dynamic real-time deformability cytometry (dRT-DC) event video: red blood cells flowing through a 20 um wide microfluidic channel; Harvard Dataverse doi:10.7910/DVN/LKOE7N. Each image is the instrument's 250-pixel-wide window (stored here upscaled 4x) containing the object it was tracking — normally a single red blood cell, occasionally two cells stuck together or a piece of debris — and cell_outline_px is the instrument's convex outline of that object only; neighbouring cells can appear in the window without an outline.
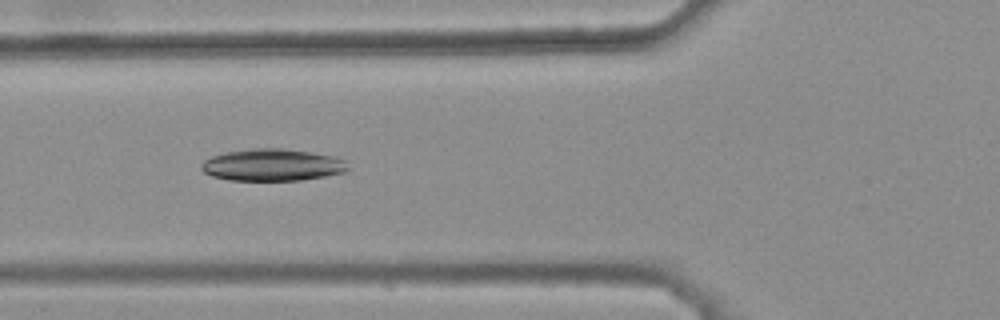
{"species": "common noctule bat (a hibernating species)", "species_latin": "Nyctalus noctula", "temperature_condition": "warm", "stored_images_in_passage": 38, "camera_frame_rate_fps": 3000, "um_per_image_px": 0.085, "animal": {"sex": "female", "body_mass_g": 25.1}, "frame": {"image": 1, "passage_image": 13, "time_ms": 4.0, "image_size_px": [1000, 320], "cell_outline_px": [[348, 172], [300, 180], [228, 180], [212, 176], [204, 172], [200, 168], [200, 164], [204, 160], [212, 156], [228, 152], [252, 148], [280, 148], [308, 152], [332, 156], [344, 160], [348, 168]], "centroid_in_image_um": [23.12, 14.02], "position_along_channel_um": 102.7, "area_um2": 27.17}}
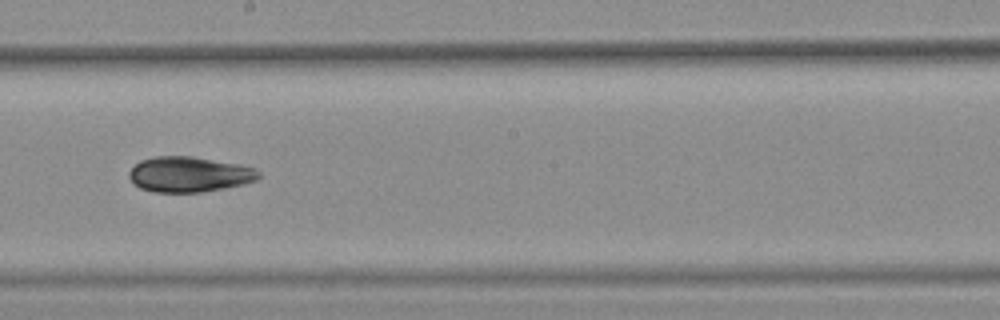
{"frame": {"image": 2, "passage_image": 23, "time_ms": 7.333, "image_size_px": [1000, 320], "cell_outline_px": [[260, 176], [256, 180], [244, 184], [224, 188], [200, 192], [152, 192], [140, 188], [132, 184], [128, 176], [128, 172], [140, 160], [156, 156], [192, 156], [240, 164], [256, 168], [260, 172]], "centroid_in_image_um": [16.07, 14.82], "position_along_channel_um": 232.1, "area_um2": 26.93}}
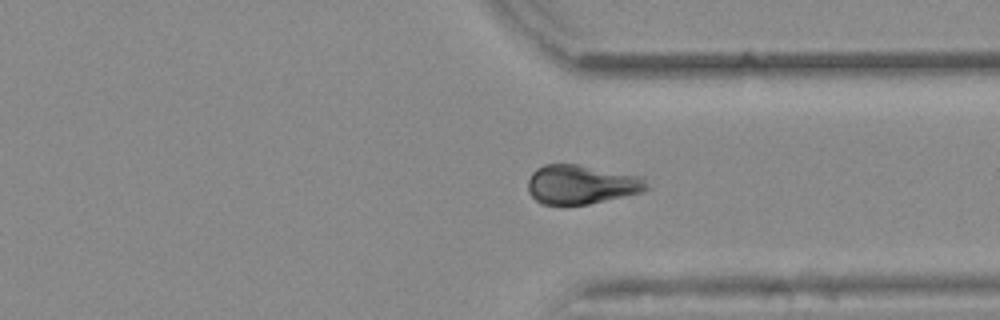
{"frame": {"image": 3, "passage_image": 33, "time_ms": 10.667, "image_size_px": [1000, 320], "cell_outline_px": [[648, 188], [644, 192], [588, 204], [540, 204], [528, 192], [528, 180], [532, 172], [536, 168], [544, 164], [576, 164], [644, 176]], "centroid_in_image_um": [49.42, 15.67], "position_along_channel_um": 362.0, "area_um2": 27.22}, "authors_computed_cell_mechanics": {"area_um2": 27.4261, "velocity_mm_per_s": 3.8847, "shape_relaxation_time_tau1_ms": 9.3877, "shape_relaxation_time_tau2_ms": 4.8833, "deformation_change_tau1": 0.1812, "deformation_change_tau2": 0.1091}}